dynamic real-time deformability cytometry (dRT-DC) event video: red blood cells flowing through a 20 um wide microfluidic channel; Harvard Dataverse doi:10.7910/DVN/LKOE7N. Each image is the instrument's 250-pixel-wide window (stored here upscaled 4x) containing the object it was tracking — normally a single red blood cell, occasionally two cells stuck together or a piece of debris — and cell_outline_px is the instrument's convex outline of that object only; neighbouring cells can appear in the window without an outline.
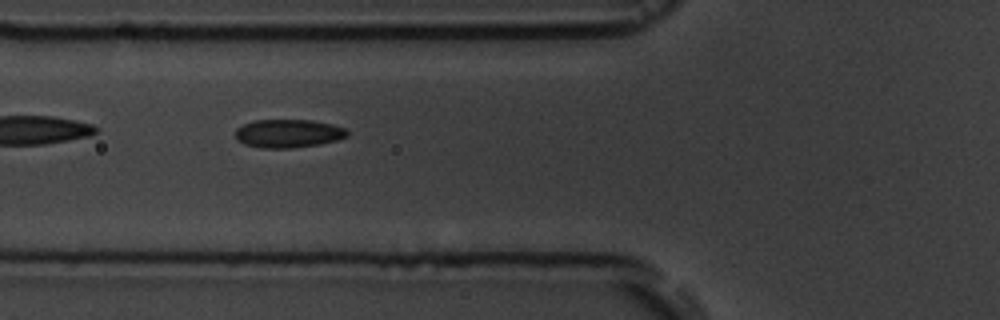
{"species": "common noctule bat (a hibernating species)", "species_latin": "Nyctalus noctula", "temperature_condition": "room temperature", "stored_images_in_passage": 4, "camera_frame_rate_fps": 3000, "um_per_image_px": 0.085, "animal": {"sex": "male", "body_mass_g": 19.5, "forearm_length_mm": 54.6}, "frame": {"image": 1, "passage_image": 3, "time_ms": 2.333, "image_size_px": [1000, 320], "cell_outline_px": [[348, 136], [336, 140], [320, 144], [292, 148], [260, 148], [244, 144], [236, 140], [236, 128], [244, 124], [256, 120], [312, 120], [332, 124], [344, 128], [348, 132]], "centroid_in_image_um": [24.49, 11.35], "position_along_channel_um": 101.3, "area_um2": 18.5}}